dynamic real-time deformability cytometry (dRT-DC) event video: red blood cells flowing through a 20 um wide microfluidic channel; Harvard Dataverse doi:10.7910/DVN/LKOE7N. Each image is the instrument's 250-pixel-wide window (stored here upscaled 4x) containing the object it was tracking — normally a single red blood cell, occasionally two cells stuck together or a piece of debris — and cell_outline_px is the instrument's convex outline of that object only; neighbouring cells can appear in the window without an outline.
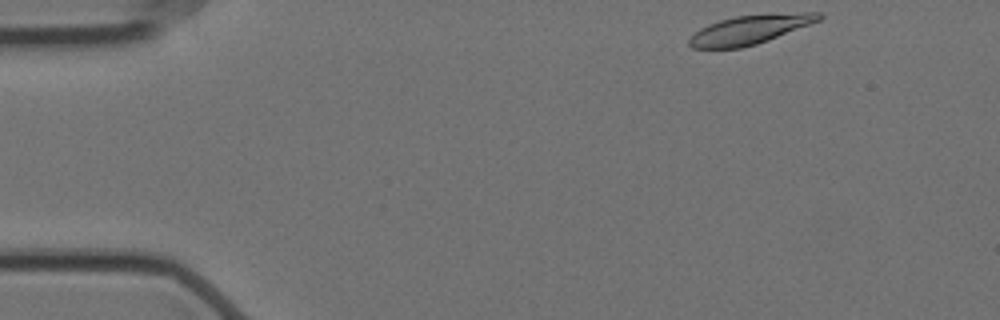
{"species": "Egyptian fruit bat (a non-hibernating species)", "species_latin": "Rousettus aegyptiacus", "temperature_condition": "cold", "stored_images_in_passage": 52, "camera_frame_rate_fps": 3000, "um_per_image_px": 0.085, "animal": {"sex": "female"}, "frame": {"image": 1, "passage_image": 1, "time_ms": 0.0, "image_size_px": [1000, 320], "cell_outline_px": [[824, 16], [820, 20], [768, 40], [756, 44], [740, 48], [692, 48], [688, 44], [688, 40], [700, 28], [708, 24], [720, 20], [736, 16], [804, 12], [820, 12]], "centroid_in_image_um": [63.74, 2.51], "position_along_channel_um": 21.3, "area_um2": 21.62}}
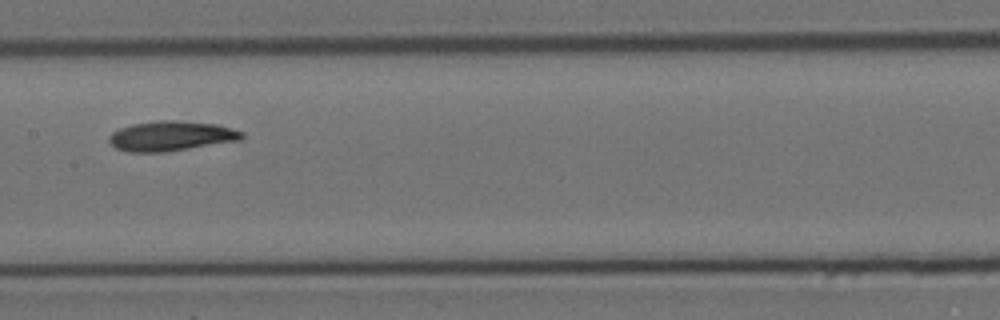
{"frame": {"image": 2, "passage_image": 23, "time_ms": 7.333, "image_size_px": [1000, 320], "cell_outline_px": [[244, 136], [240, 140], [164, 152], [128, 152], [116, 148], [108, 140], [108, 136], [112, 132], [120, 128], [132, 124], [156, 120], [176, 120], [216, 124], [244, 132]], "centroid_in_image_um": [14.52, 11.55], "position_along_channel_um": 192.9, "area_um2": 23.06}}
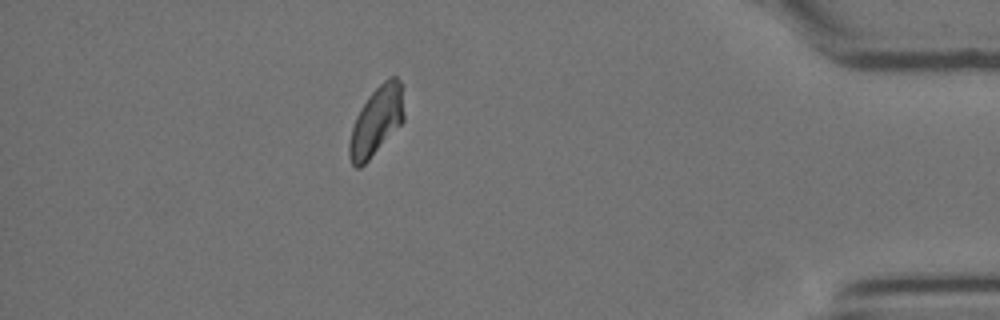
{"frame": {"image": 3, "passage_image": 45, "time_ms": 14.667, "image_size_px": [1000, 320], "cell_outline_px": [[404, 120], [368, 160], [360, 168], [356, 168], [352, 164], [348, 156], [348, 144], [352, 128], [356, 116], [360, 108], [368, 96], [388, 76], [396, 76], [400, 80], [404, 112]], "centroid_in_image_um": [31.97, 10.28], "position_along_channel_um": 403.2, "area_um2": 21.73}, "authors_computed_cell_mechanics": {"area_um2": 22.4553, "velocity_mm_per_s": 3.4776, "shape_relaxation_time_tau1_ms": 6.9892, "shape_relaxation_time_tau2_ms": 5.1357, "deformation_change_tau1": 0.1783, "deformation_change_tau2": 0.1065}}